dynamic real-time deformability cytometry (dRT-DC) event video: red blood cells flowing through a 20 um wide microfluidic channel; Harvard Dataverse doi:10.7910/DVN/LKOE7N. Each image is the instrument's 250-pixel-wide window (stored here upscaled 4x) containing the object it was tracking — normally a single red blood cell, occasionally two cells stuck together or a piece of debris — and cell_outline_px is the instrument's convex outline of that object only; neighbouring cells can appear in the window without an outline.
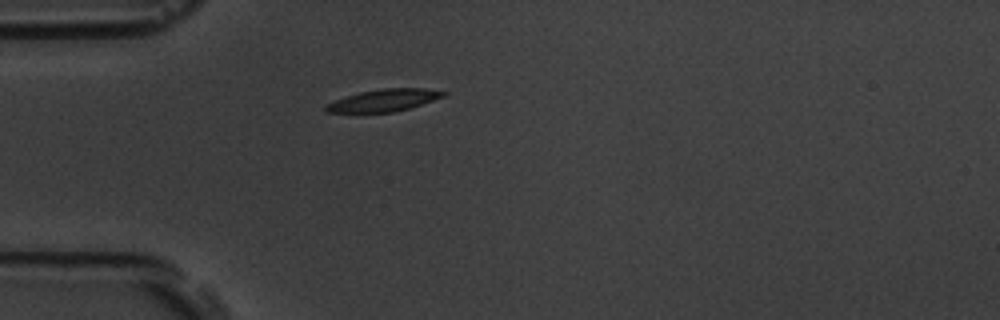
{"species": "common noctule bat (a hibernating species)", "species_latin": "Nyctalus noctula", "temperature_condition": "room temperature", "stored_images_in_passage": 42, "camera_frame_rate_fps": 3000, "um_per_image_px": 0.085, "animal": {"sex": "male", "body_mass_g": 19.5, "forearm_length_mm": 54.6}, "frame": {"image": 1, "passage_image": 1, "time_ms": 0.0, "image_size_px": [1000, 320], "cell_outline_px": [[448, 92], [444, 96], [408, 108], [392, 112], [324, 112], [324, 108], [328, 104], [336, 100], [360, 92], [384, 88], [424, 88]], "centroid_in_image_um": [32.63, 8.52], "position_along_channel_um": 52.4, "area_um2": 14.74}}
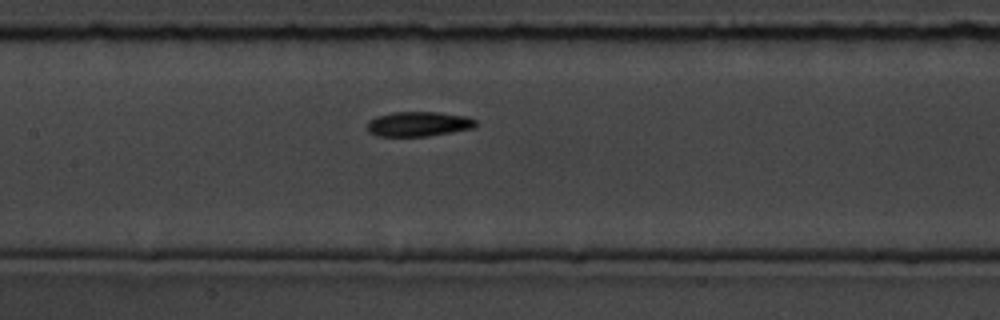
{"frame": {"image": 2, "passage_image": 12, "time_ms": 3.667, "image_size_px": [1000, 320], "cell_outline_px": [[476, 124], [472, 128], [428, 136], [376, 136], [368, 132], [368, 120], [376, 116], [392, 112], [440, 112], [464, 116], [476, 120]], "centroid_in_image_um": [35.52, 10.53], "position_along_channel_um": 171.9, "area_um2": 15.61}}
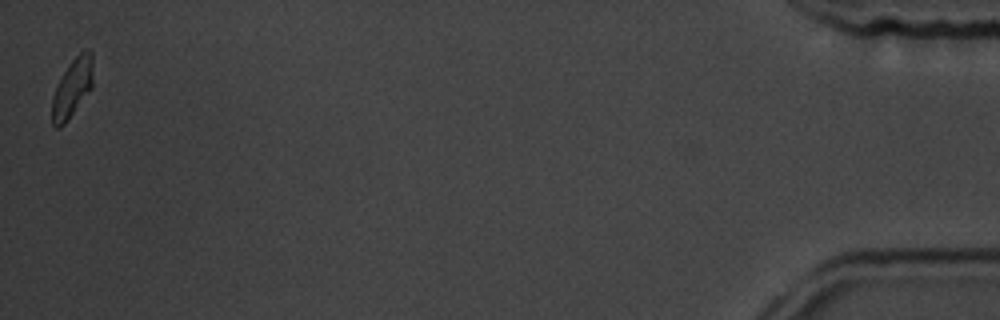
{"frame": {"image": 3, "passage_image": 42, "time_ms": 13.667, "image_size_px": [1000, 320], "cell_outline_px": [[92, 88], [68, 120], [60, 128], [56, 128], [52, 124], [52, 96], [64, 72], [72, 60], [84, 48], [88, 48], [92, 52]], "centroid_in_image_um": [6.15, 7.48], "position_along_channel_um": 429.0, "area_um2": 13.93}, "authors_computed_cell_mechanics": {"area_um2": 15.5771, "velocity_mm_per_s": 3.5263, "shape_relaxation_time_tau1_ms": 3.8405, "shape_relaxation_time_tau2_ms": null, "deformation_change_tau1": 0.1365, "deformation_change_tau2": null}}